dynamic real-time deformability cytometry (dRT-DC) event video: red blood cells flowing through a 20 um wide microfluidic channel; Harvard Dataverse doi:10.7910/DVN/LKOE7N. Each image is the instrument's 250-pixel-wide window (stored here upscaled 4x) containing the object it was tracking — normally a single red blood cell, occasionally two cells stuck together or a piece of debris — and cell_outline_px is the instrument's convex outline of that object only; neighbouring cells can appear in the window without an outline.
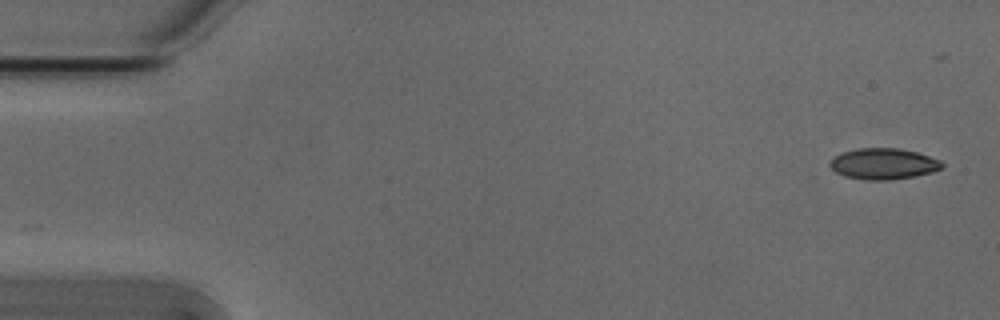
{"species": "Egyptian fruit bat (a non-hibernating species)", "species_latin": "Rousettus aegyptiacus", "temperature_condition": "cold", "stored_images_in_passage": 5, "camera_frame_rate_fps": 3000, "um_per_image_px": 0.085, "animal": {"sex": "male"}, "frame": {"image": 1, "passage_image": 1, "time_ms": 0.0, "image_size_px": [1000, 320], "cell_outline_px": [[944, 164], [940, 168], [932, 172], [916, 176], [892, 180], [864, 180], [844, 176], [836, 172], [828, 164], [832, 156], [840, 152], [860, 148], [896, 148], [916, 152], [940, 160]], "centroid_in_image_um": [75.04, 13.93], "position_along_channel_um": 10.0, "area_um2": 20.4}}
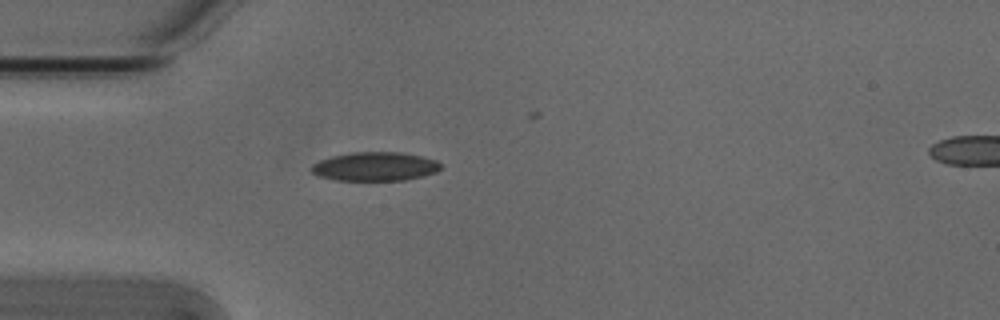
{"frame": {"image": 2, "passage_image": 4, "time_ms": 1.0, "image_size_px": [1000, 320], "cell_outline_px": [[444, 168], [436, 172], [424, 176], [404, 180], [332, 180], [316, 176], [308, 168], [312, 164], [320, 160], [332, 156], [352, 152], [400, 152], [420, 156], [436, 160]], "centroid_in_image_um": [31.85, 14.16], "position_along_channel_um": 53.2, "area_um2": 21.96}}